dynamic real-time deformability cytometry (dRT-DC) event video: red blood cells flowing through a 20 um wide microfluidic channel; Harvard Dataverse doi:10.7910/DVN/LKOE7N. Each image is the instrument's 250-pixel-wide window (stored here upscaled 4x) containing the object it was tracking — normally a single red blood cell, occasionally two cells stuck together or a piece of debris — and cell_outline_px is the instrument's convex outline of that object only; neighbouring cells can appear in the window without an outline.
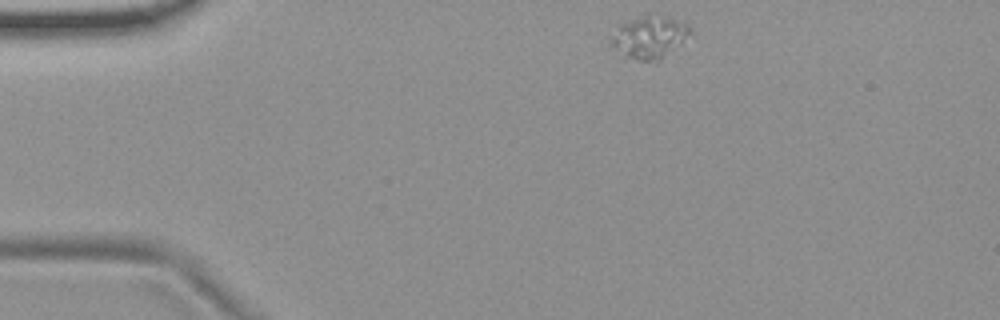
{"species": "common noctule bat (a hibernating species)", "species_latin": "Nyctalus noctula", "temperature_condition": "room temperature", "stored_images_in_passage": 4, "camera_frame_rate_fps": 3000, "um_per_image_px": 0.085, "animal": {"sex": "female", "body_mass_g": 19.9}, "frame": {"image": 1, "passage_image": 1, "time_ms": 0.0, "image_size_px": [1000, 320], "cell_outline_px": [[688, 32], [680, 44], [660, 60], [640, 60], [624, 56], [608, 40], [616, 24], [640, 16], [660, 16], [684, 20], [688, 24]], "centroid_in_image_um": [55.12, 3.13], "position_along_channel_um": 29.9, "area_um2": 19.25}}
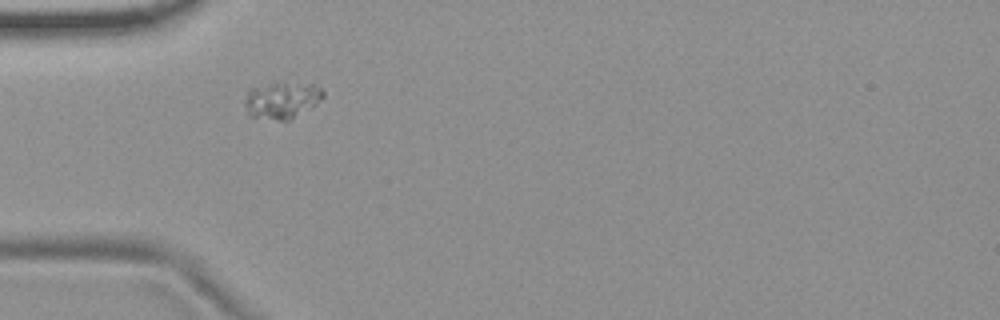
{"frame": {"image": 2, "passage_image": 3, "time_ms": 0.667, "image_size_px": [1000, 320], "cell_outline_px": [[324, 96], [316, 104], [288, 120], [280, 120], [248, 116], [244, 104], [244, 100], [248, 92], [252, 88], [268, 84], [312, 84], [320, 88], [324, 92]], "centroid_in_image_um": [23.93, 8.53], "position_along_channel_um": 61.1, "area_um2": 16.24}}
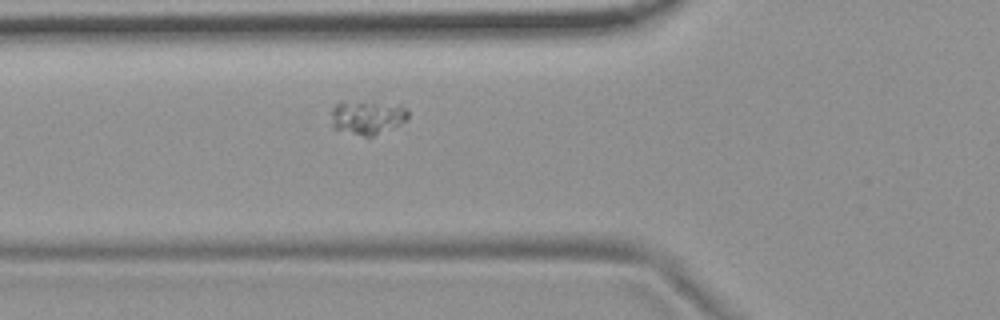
{"frame": {"image": 3, "passage_image": 4, "time_ms": 1.0, "image_size_px": [1000, 320], "cell_outline_px": [[408, 116], [400, 124], [392, 128], [372, 136], [364, 136], [332, 128], [332, 108], [336, 104], [400, 104], [408, 112]], "centroid_in_image_um": [31.23, 10.02], "position_along_channel_um": 94.6, "area_um2": 14.28}}